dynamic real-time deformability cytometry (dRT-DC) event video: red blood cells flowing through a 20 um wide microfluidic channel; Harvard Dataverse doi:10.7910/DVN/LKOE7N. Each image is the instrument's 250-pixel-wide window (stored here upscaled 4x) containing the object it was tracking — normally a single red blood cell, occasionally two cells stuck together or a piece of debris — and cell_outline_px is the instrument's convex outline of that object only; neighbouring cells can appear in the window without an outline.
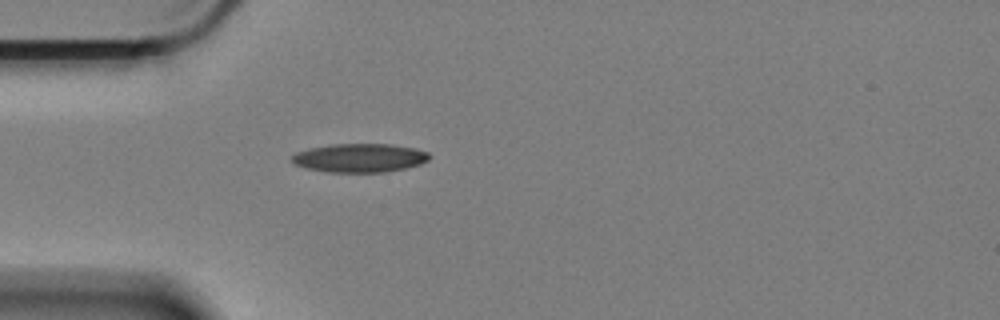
{"species": "Egyptian fruit bat (a non-hibernating species)", "species_latin": "Rousettus aegyptiacus", "temperature_condition": "cold", "stored_images_in_passage": 43, "camera_frame_rate_fps": 3000, "um_per_image_px": 0.085, "animal": {"sex": "female"}, "frame": {"image": 1, "passage_image": 1, "time_ms": 0.0, "image_size_px": [1000, 320], "cell_outline_px": [[432, 156], [428, 160], [420, 164], [404, 168], [384, 172], [328, 172], [308, 168], [292, 164], [292, 156], [296, 152], [308, 148], [332, 144], [392, 144], [416, 148], [428, 152]], "centroid_in_image_um": [30.58, 13.41], "position_along_channel_um": 54.4, "area_um2": 23.06}}
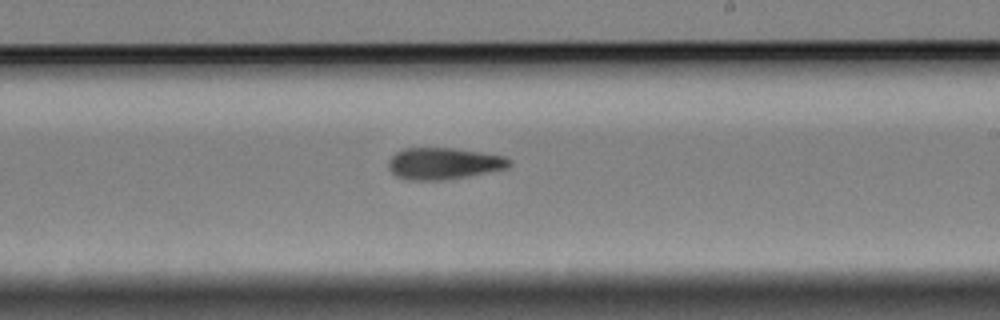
{"frame": {"image": 2, "passage_image": 19, "time_ms": 6.0, "image_size_px": [1000, 320], "cell_outline_px": [[512, 164], [508, 168], [468, 176], [444, 180], [408, 180], [396, 176], [388, 168], [388, 160], [396, 152], [404, 148], [452, 148], [480, 152], [504, 156], [512, 160]], "centroid_in_image_um": [37.71, 13.9], "position_along_channel_um": 251.3, "area_um2": 22.37}}
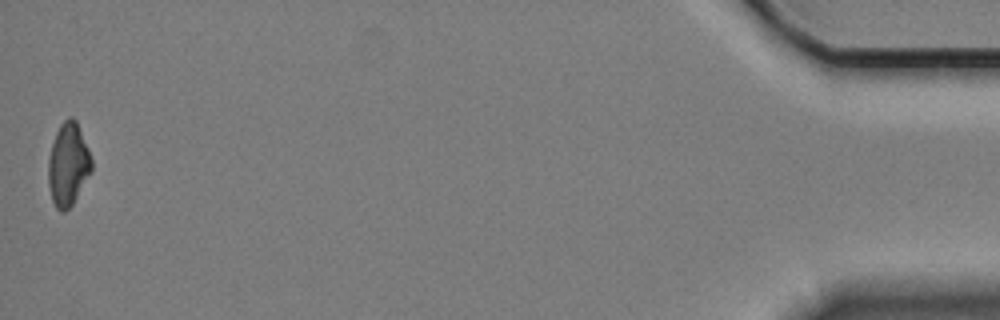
{"frame": {"image": 3, "passage_image": 43, "time_ms": 14.0, "image_size_px": [1000, 320], "cell_outline_px": [[92, 172], [72, 204], [64, 212], [60, 212], [56, 208], [52, 200], [48, 184], [48, 160], [52, 144], [56, 132], [60, 124], [68, 116], [72, 116], [76, 120], [88, 148], [92, 160]], "centroid_in_image_um": [5.79, 13.97], "position_along_channel_um": 429.4, "area_um2": 20.98}}